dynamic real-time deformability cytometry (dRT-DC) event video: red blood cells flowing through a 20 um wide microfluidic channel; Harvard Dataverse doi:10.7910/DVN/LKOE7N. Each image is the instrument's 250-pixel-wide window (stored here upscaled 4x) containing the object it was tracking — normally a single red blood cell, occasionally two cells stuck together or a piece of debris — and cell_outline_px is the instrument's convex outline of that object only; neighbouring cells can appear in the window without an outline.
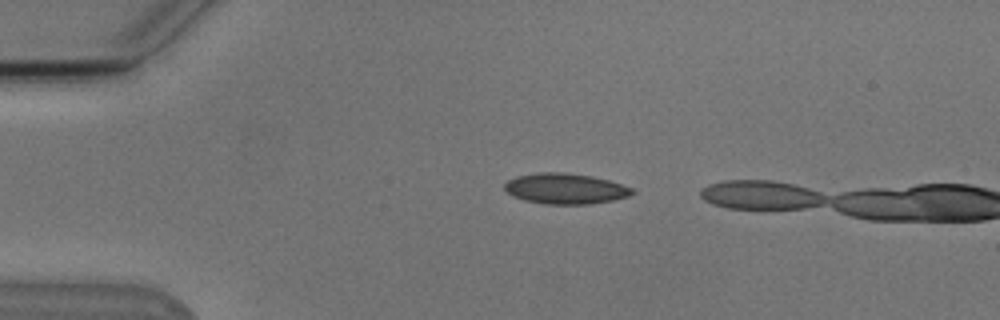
{"species": "Egyptian fruit bat (a non-hibernating species)", "species_latin": "Rousettus aegyptiacus", "temperature_condition": "cold", "stored_images_in_passage": 4, "camera_frame_rate_fps": 3000, "um_per_image_px": 0.085, "animal": {"sex": "male"}, "frame": {"image": 1, "passage_image": 3, "time_ms": 2.333, "image_size_px": [1000, 320], "cell_outline_px": [[636, 192], [628, 196], [612, 200], [592, 204], [544, 204], [524, 200], [512, 196], [504, 188], [504, 184], [508, 180], [516, 176], [540, 172], [564, 172], [592, 176], [608, 180], [632, 188]], "centroid_in_image_um": [48.03, 16.03], "position_along_channel_um": 37.0, "area_um2": 22.77}}